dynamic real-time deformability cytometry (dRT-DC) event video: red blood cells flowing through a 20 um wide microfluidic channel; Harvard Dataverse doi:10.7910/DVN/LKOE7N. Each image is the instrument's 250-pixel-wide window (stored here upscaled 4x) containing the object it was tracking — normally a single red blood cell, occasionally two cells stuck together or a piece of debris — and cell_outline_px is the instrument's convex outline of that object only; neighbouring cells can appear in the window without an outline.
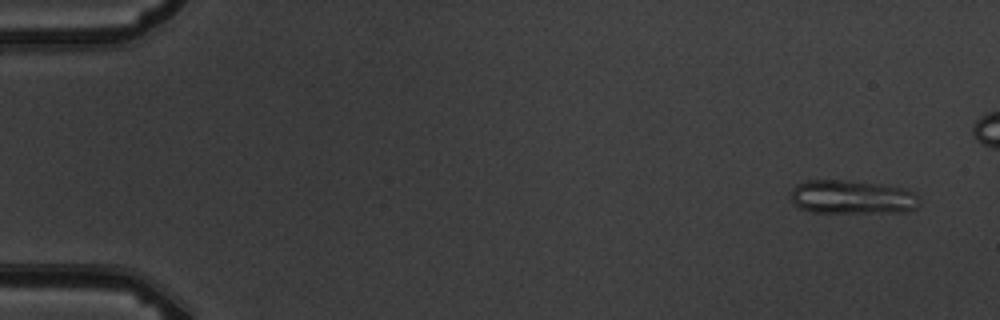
{"species": "common noctule bat (a hibernating species)", "species_latin": "Nyctalus noctula", "temperature_condition": "warm", "stored_images_in_passage": 7, "segment_of_instrument_passage": [1, 2], "camera_frame_rate_fps": 3000, "um_per_image_px": 0.085, "animal": {"sex": "male", "body_mass_g": 19.5, "forearm_length_mm": 54.6}, "frame": {"image": 1, "passage_image": 1, "time_ms": 0.0, "image_size_px": [1000, 320], "cell_outline_px": [[920, 204], [916, 208], [908, 212], [812, 212], [800, 208], [792, 200], [792, 188], [796, 184], [808, 180], [844, 180], [880, 184], [908, 188], [916, 192], [920, 200]], "centroid_in_image_um": [72.51, 16.75], "position_along_channel_um": 12.5, "area_um2": 25.55}}